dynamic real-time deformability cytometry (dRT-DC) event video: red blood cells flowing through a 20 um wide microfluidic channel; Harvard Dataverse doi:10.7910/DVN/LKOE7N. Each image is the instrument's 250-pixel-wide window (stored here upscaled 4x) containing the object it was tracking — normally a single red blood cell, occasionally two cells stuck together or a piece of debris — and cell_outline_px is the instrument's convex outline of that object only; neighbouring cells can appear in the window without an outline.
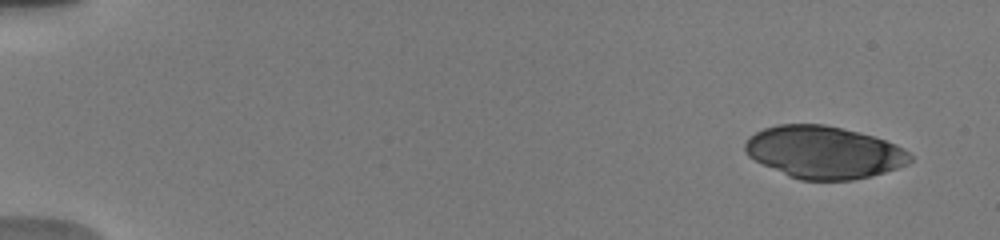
{"species": "human", "species_latin": "Homo sapiens", "temperature_condition": "warm", "stored_images_in_passage": 7, "camera_frame_rate_fps": 3000, "um_per_image_px": 0.085, "donor": {"sex": "male"}, "frame": {"image": 1, "passage_image": 1, "time_ms": 0.0, "image_size_px": [1000, 240], "cell_outline_px": [[912, 160], [908, 164], [872, 176], [852, 180], [800, 180], [788, 176], [748, 156], [744, 152], [744, 144], [748, 136], [764, 128], [776, 124], [824, 124], [860, 132], [896, 144], [904, 148], [912, 156]], "centroid_in_image_um": [70.02, 12.94], "position_along_channel_um": 15.0, "area_um2": 50.46}}
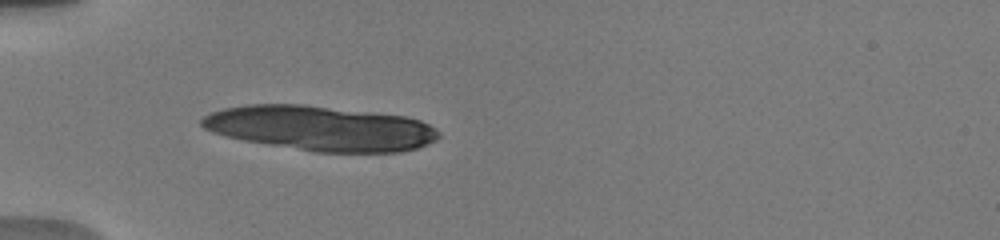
{"frame": {"image": 2, "passage_image": 7, "time_ms": 4.667, "image_size_px": [1000, 240], "cell_outline_px": [[440, 136], [436, 140], [416, 148], [400, 152], [312, 152], [244, 140], [212, 132], [204, 128], [200, 124], [200, 120], [204, 116], [212, 112], [224, 108], [248, 104], [304, 104], [404, 116], [420, 120], [436, 128], [440, 132]], "centroid_in_image_um": [27.24, 10.9], "position_along_channel_um": 57.8, "area_um2": 61.9}}